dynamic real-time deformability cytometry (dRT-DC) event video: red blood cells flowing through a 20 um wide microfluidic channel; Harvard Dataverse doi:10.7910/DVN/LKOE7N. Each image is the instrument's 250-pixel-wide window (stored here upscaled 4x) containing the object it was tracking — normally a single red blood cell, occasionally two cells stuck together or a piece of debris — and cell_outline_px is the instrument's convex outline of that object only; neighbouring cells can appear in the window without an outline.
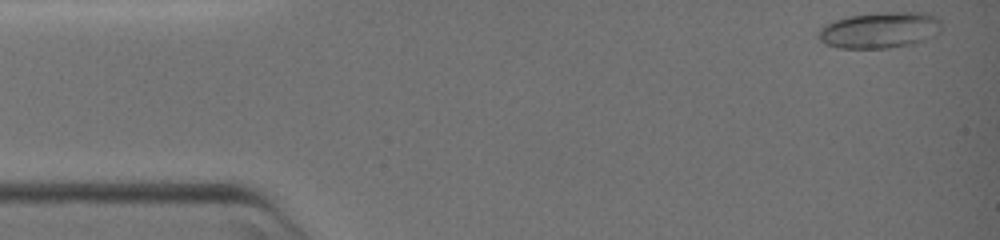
{"species": "common noctule bat (a hibernating species)", "species_latin": "Nyctalus noctula", "temperature_condition": "warm", "stored_images_in_passage": 50, "camera_frame_rate_fps": 3000, "um_per_image_px": 0.085, "animal": {"sex": "female", "body_mass_g": 19.0, "forearm_length_mm": 51.5}, "frame": {"image": 1, "passage_image": 1, "time_ms": 0.0, "image_size_px": [1000, 240], "cell_outline_px": [[940, 32], [924, 40], [912, 44], [888, 48], [840, 48], [828, 44], [820, 40], [816, 36], [816, 32], [824, 24], [848, 16], [880, 12], [928, 12], [936, 16], [940, 20]], "centroid_in_image_um": [74.78, 2.55], "position_along_channel_um": 10.2, "area_um2": 26.13}}
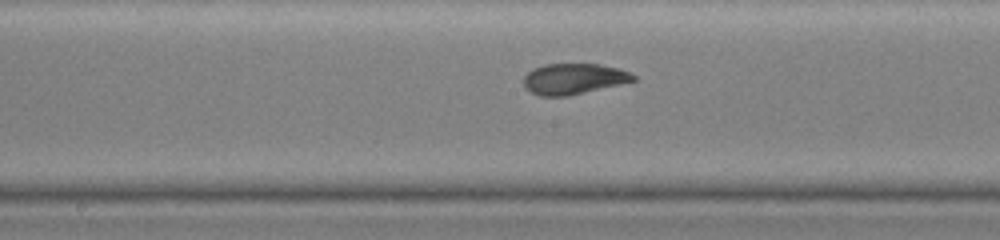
{"frame": {"image": 2, "passage_image": 28, "time_ms": 9.0, "image_size_px": [1000, 240], "cell_outline_px": [[636, 80], [620, 84], [568, 96], [540, 96], [524, 88], [524, 76], [528, 72], [544, 64], [600, 64], [620, 68], [636, 76]], "centroid_in_image_um": [48.76, 6.7], "position_along_channel_um": 199.4, "area_um2": 19.59}}
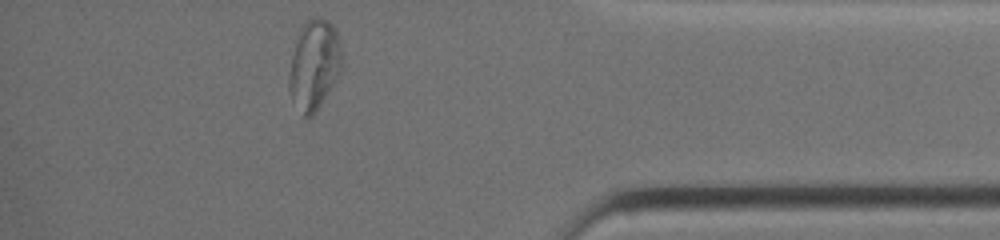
{"frame": {"image": 3, "passage_image": 49, "time_ms": 16.0, "image_size_px": [1000, 240], "cell_outline_px": [[340, 72], [336, 80], [312, 116], [304, 116], [292, 96], [288, 88], [288, 76], [292, 56], [300, 28], [308, 20], [316, 16], [320, 16], [328, 20], [332, 24], [336, 32], [340, 44]], "centroid_in_image_um": [26.7, 5.46], "position_along_channel_um": 408.5, "area_um2": 26.93}}